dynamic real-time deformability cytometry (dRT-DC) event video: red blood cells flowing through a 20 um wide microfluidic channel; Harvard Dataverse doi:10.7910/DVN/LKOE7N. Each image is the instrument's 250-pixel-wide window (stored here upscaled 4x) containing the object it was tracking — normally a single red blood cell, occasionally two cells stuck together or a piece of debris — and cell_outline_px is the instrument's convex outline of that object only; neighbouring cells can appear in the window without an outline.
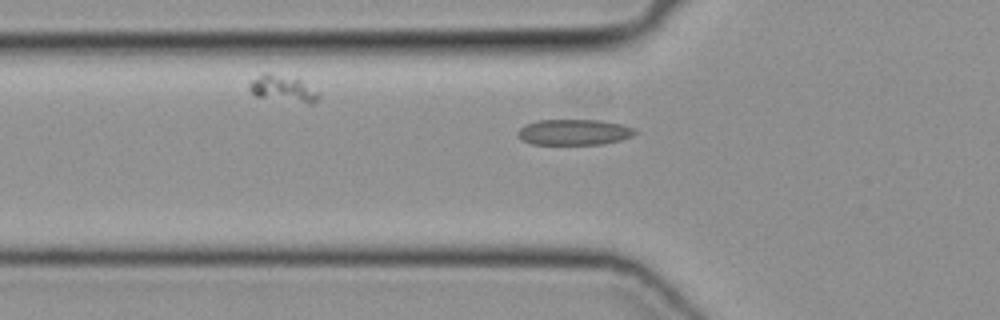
{"species": "common noctule bat (a hibernating species)", "species_latin": "Nyctalus noctula", "temperature_condition": "cold", "stored_images_in_passage": 37, "camera_frame_rate_fps": 3000, "um_per_image_px": 0.085, "animal": {"sex": "female", "body_mass_g": 19.3, "forearm_length_mm": 54.1}, "frame": {"image": 1, "passage_image": 10, "time_ms": 3.0, "image_size_px": [1000, 320], "cell_outline_px": [[636, 132], [632, 136], [620, 140], [604, 144], [532, 144], [524, 140], [516, 132], [524, 124], [536, 120], [600, 120], [620, 124], [632, 128]], "centroid_in_image_um": [48.77, 11.23], "position_along_channel_um": 77.0, "area_um2": 17.46}}
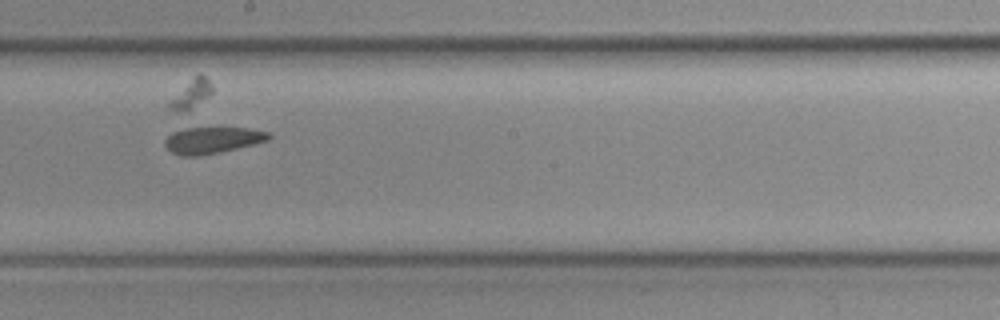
{"frame": {"image": 2, "passage_image": 21, "time_ms": 6.667, "image_size_px": [1000, 320], "cell_outline_px": [[272, 136], [268, 140], [220, 152], [196, 156], [184, 156], [172, 152], [164, 144], [164, 140], [172, 132], [196, 124], [248, 128], [268, 132]], "centroid_in_image_um": [18.02, 11.84], "position_along_channel_um": 230.2, "area_um2": 16.7}}
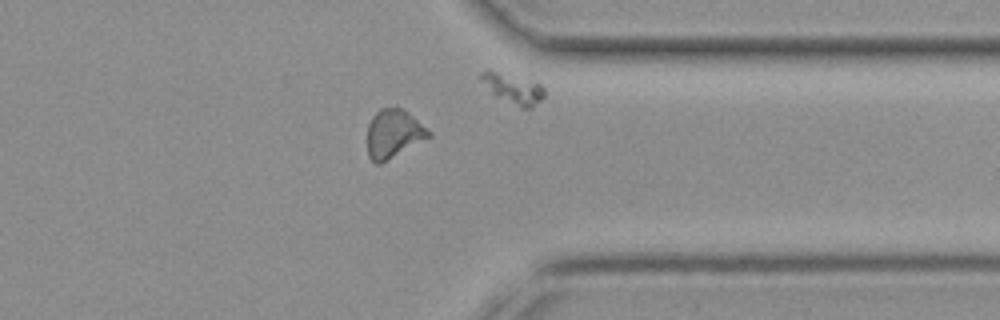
{"frame": {"image": 3, "passage_image": 32, "time_ms": 10.333, "image_size_px": [1000, 320], "cell_outline_px": [[432, 136], [380, 164], [376, 164], [368, 156], [368, 124], [372, 116], [380, 108], [396, 104], [412, 116], [432, 132]], "centroid_in_image_um": [33.45, 11.33], "position_along_channel_um": 378.0, "area_um2": 17.51}}